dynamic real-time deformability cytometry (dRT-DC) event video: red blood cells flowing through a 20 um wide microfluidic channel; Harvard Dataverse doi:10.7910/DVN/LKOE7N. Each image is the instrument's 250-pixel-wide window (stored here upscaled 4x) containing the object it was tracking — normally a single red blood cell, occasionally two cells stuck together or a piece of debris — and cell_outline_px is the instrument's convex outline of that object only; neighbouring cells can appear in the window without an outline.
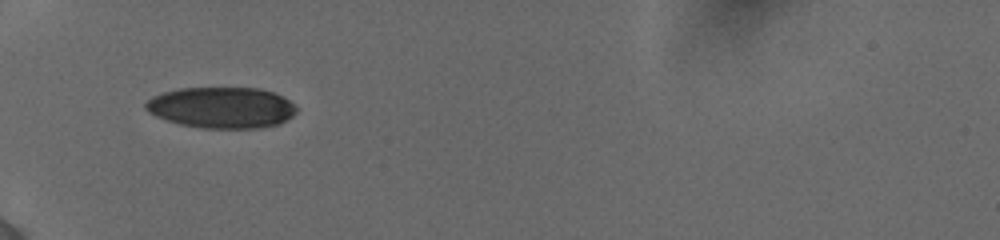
{"species": "human", "species_latin": "Homo sapiens", "temperature_condition": "cold", "stored_images_in_passage": 38, "camera_frame_rate_fps": 3000, "um_per_image_px": 0.085, "donor": {"sex": "female"}, "frame": {"image": 1, "passage_image": 1, "time_ms": 0.0, "image_size_px": [1000, 240], "cell_outline_px": [[296, 112], [288, 120], [280, 124], [260, 128], [200, 128], [180, 124], [156, 116], [148, 112], [144, 108], [144, 104], [152, 96], [164, 92], [180, 88], [260, 88], [272, 92], [296, 104]], "centroid_in_image_um": [18.84, 9.15], "position_along_channel_um": 66.2, "area_um2": 36.24}}
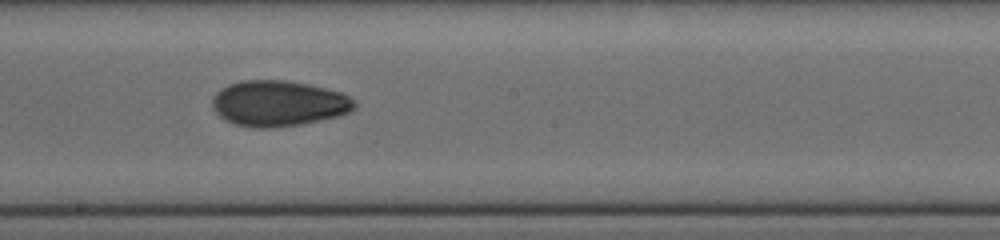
{"frame": {"image": 2, "passage_image": 15, "time_ms": 4.333, "image_size_px": [1000, 240], "cell_outline_px": [[356, 108], [348, 112], [336, 116], [320, 120], [300, 124], [272, 128], [252, 128], [236, 124], [224, 120], [212, 108], [212, 96], [220, 88], [228, 84], [240, 80], [288, 80], [308, 84], [340, 92], [356, 100]], "centroid_in_image_um": [23.64, 8.78], "position_along_channel_um": 224.6, "area_um2": 38.09}}
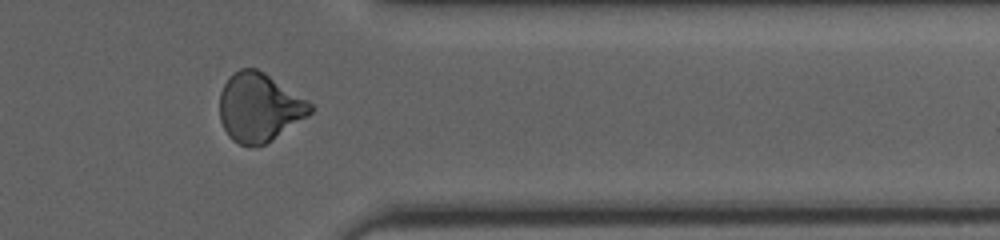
{"frame": {"image": 3, "passage_image": 27, "time_ms": 8.667, "image_size_px": [1000, 240], "cell_outline_px": [[316, 108], [308, 116], [272, 140], [264, 144], [240, 144], [232, 140], [228, 136], [220, 120], [220, 92], [228, 76], [232, 72], [240, 68], [256, 68], [264, 72], [308, 100]], "centroid_in_image_um": [22.04, 9.1], "position_along_channel_um": 389.4, "area_um2": 36.24}, "authors_computed_cell_mechanics": {"area_um2": 36.0961, "velocity_mm_per_s": 3.9124, "shape_relaxation_time_tau1_ms": 5.2255, "shape_relaxation_time_tau2_ms": 4.2151, "deformation_change_tau1": 0.1443, "deformation_change_tau2": 0.0772}}